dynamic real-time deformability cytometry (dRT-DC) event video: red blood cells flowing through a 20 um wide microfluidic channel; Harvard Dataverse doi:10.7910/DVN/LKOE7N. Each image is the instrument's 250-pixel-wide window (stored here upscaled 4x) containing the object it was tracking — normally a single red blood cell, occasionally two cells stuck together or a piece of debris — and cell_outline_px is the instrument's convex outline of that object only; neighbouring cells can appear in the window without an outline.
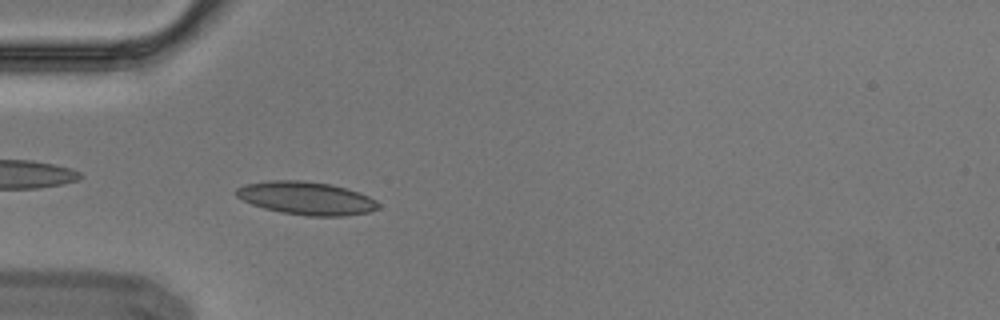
{"species": "Egyptian fruit bat (a non-hibernating species)", "species_latin": "Rousettus aegyptiacus", "temperature_condition": "cold", "stored_images_in_passage": 6, "camera_frame_rate_fps": 3000, "um_per_image_px": 0.085, "animal": {"sex": "male"}, "frame": {"image": 1, "passage_image": 6, "time_ms": 1.667, "image_size_px": [1000, 320], "cell_outline_px": [[380, 208], [368, 212], [344, 216], [308, 216], [280, 212], [264, 208], [252, 204], [236, 196], [236, 188], [244, 184], [268, 180], [304, 180], [332, 184], [360, 192], [376, 200], [380, 204]], "centroid_in_image_um": [26.05, 16.84], "position_along_channel_um": 58.9, "area_um2": 27.57}}